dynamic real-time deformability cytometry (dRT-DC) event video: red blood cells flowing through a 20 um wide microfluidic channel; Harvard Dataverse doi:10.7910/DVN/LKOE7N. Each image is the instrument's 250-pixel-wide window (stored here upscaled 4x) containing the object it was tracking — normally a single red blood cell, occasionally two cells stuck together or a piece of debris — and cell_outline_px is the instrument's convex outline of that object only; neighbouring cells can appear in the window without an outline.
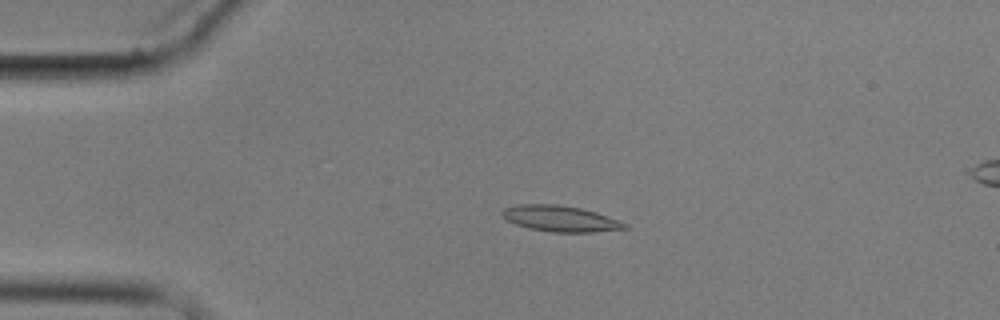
{"species": "common noctule bat (a hibernating species)", "species_latin": "Nyctalus noctula", "temperature_condition": "cold", "stored_images_in_passage": 5, "segment_of_instrument_passage": [1, 2], "camera_frame_rate_fps": 3000, "um_per_image_px": 0.085, "animal": {"sex": "male", "body_mass_g": 17.9}, "frame": {"image": 1, "passage_image": 3, "time_ms": 3.333, "image_size_px": [1000, 320], "cell_outline_px": [[628, 228], [596, 232], [552, 232], [528, 228], [516, 224], [500, 216], [500, 212], [504, 208], [516, 204], [556, 204], [580, 208], [596, 212], [628, 224]], "centroid_in_image_um": [47.59, 18.58], "position_along_channel_um": 37.4, "area_um2": 18.55}}